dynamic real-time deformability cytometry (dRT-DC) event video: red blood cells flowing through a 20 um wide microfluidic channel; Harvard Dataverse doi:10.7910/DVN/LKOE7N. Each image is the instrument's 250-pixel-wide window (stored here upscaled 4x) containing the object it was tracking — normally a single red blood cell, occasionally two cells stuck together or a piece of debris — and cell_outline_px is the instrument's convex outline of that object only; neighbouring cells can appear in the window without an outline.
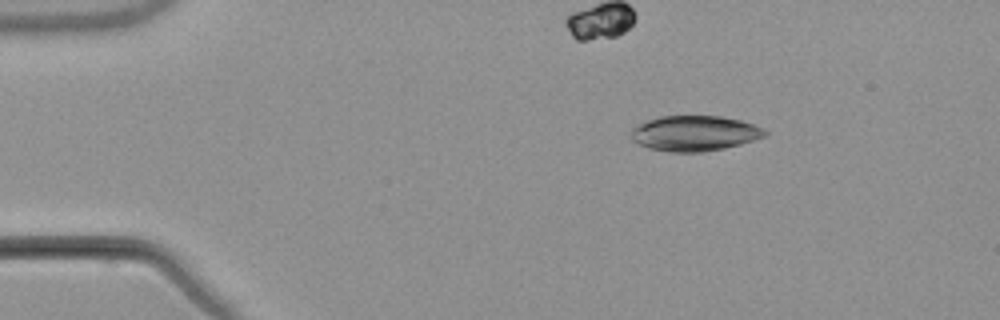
{"species": "common noctule bat (a hibernating species)", "species_latin": "Nyctalus noctula", "temperature_condition": "warm", "stored_images_in_passage": 3, "camera_frame_rate_fps": 3000, "um_per_image_px": 0.085, "animal": {"sex": "male", "body_mass_g": 21.5, "forearm_length_mm": 52.0}, "frame": {"image": 1, "passage_image": 1, "time_ms": 0.0, "image_size_px": [1000, 320], "cell_outline_px": [[768, 132], [764, 136], [740, 144], [724, 148], [704, 152], [668, 152], [648, 148], [632, 140], [632, 128], [636, 124], [660, 116], [720, 116], [740, 120], [764, 128]], "centroid_in_image_um": [59.02, 11.33], "position_along_channel_um": 26.0, "area_um2": 27.51}}